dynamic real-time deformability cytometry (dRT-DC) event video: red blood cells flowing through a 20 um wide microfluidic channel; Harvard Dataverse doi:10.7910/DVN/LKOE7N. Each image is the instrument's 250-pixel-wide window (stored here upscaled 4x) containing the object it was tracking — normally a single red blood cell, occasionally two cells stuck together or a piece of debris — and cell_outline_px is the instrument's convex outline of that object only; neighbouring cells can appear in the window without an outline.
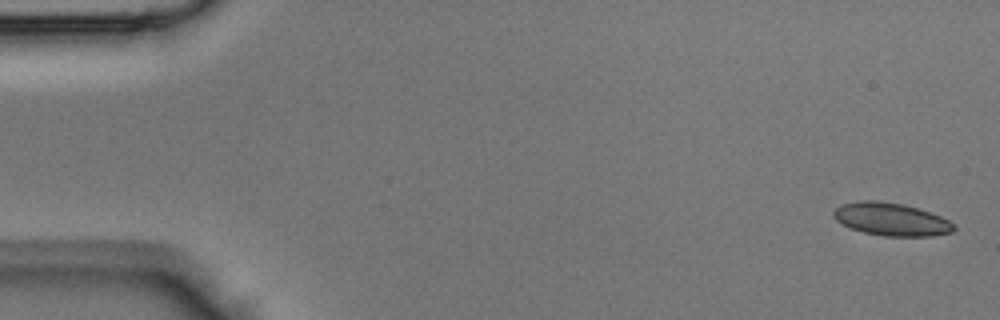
{"species": "Egyptian fruit bat (a non-hibernating species)", "species_latin": "Rousettus aegyptiacus", "temperature_condition": "room temperature", "stored_images_in_passage": 43, "camera_frame_rate_fps": 3000, "um_per_image_px": 0.085, "animal": {"sex": "male"}, "frame": {"image": 1, "passage_image": 1, "time_ms": 0.0, "image_size_px": [1000, 320], "cell_outline_px": [[956, 228], [952, 232], [932, 236], [884, 236], [864, 232], [852, 228], [836, 220], [832, 216], [832, 212], [840, 204], [860, 200], [876, 200], [900, 204], [916, 208], [940, 216], [948, 220]], "centroid_in_image_um": [75.72, 18.64], "position_along_channel_um": 9.3, "area_um2": 22.77}}
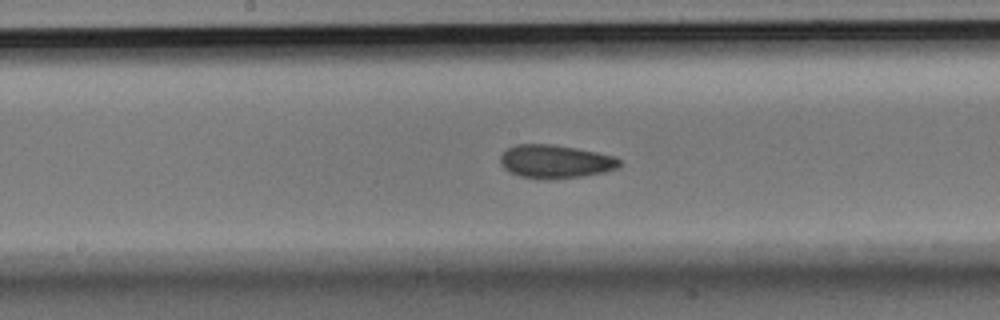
{"frame": {"image": 2, "passage_image": 22, "time_ms": 7.0, "image_size_px": [1000, 320], "cell_outline_px": [[620, 164], [616, 168], [604, 172], [584, 176], [544, 180], [520, 176], [508, 172], [500, 164], [500, 156], [508, 148], [516, 144], [552, 144], [576, 148], [596, 152], [612, 156], [620, 160]], "centroid_in_image_um": [47.16, 13.74], "position_along_channel_um": 201.0, "area_um2": 23.18}}
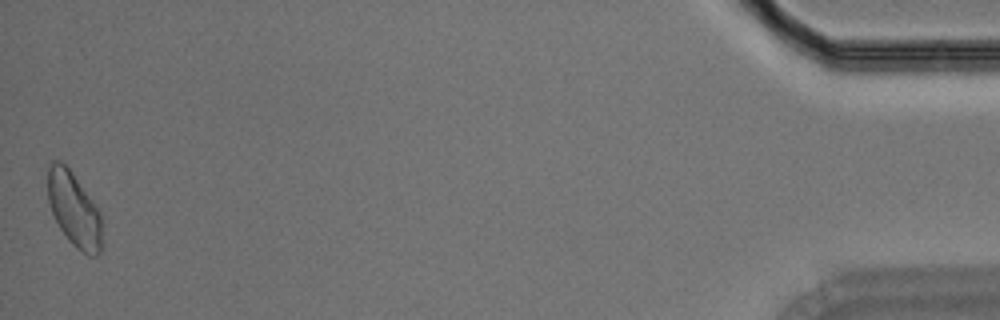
{"frame": {"image": 3, "passage_image": 43, "time_ms": 14.0, "image_size_px": [1000, 320], "cell_outline_px": [[100, 252], [96, 256], [88, 256], [76, 248], [68, 240], [60, 228], [52, 212], [48, 200], [48, 164], [52, 160], [60, 160], [72, 172], [92, 200], [100, 212]], "centroid_in_image_um": [6.26, 17.79], "position_along_channel_um": 428.9, "area_um2": 23.18}}